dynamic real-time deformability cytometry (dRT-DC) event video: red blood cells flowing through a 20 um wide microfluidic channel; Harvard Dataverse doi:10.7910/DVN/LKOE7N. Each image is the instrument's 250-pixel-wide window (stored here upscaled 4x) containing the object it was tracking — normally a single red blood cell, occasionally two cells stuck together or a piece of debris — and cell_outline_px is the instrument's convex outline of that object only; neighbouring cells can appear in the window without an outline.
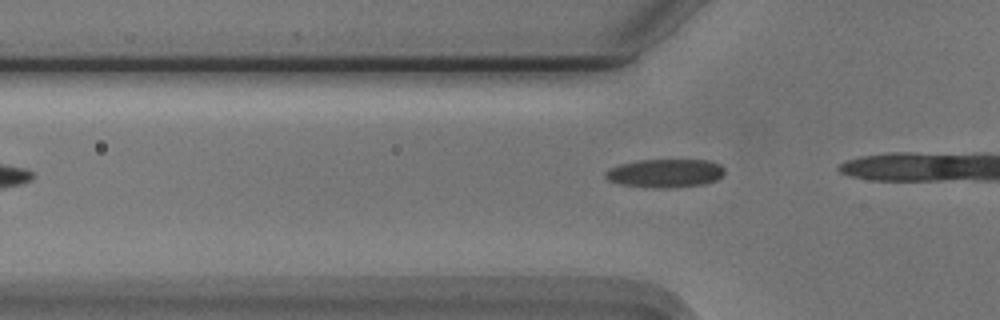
{"species": "Egyptian fruit bat (a non-hibernating species)", "species_latin": "Rousettus aegyptiacus", "temperature_condition": "cold", "stored_images_in_passage": 6, "camera_frame_rate_fps": 3000, "um_per_image_px": 0.085, "animal": {"sex": "male"}, "frame": {"image": 1, "passage_image": 3, "time_ms": 0.667, "image_size_px": [1000, 320], "cell_outline_px": [[724, 172], [716, 180], [704, 184], [672, 188], [648, 188], [620, 184], [608, 180], [604, 176], [604, 172], [608, 168], [620, 164], [640, 160], [712, 160], [720, 164], [724, 168]], "centroid_in_image_um": [56.52, 14.73], "position_along_channel_um": 69.3, "area_um2": 20.0}}